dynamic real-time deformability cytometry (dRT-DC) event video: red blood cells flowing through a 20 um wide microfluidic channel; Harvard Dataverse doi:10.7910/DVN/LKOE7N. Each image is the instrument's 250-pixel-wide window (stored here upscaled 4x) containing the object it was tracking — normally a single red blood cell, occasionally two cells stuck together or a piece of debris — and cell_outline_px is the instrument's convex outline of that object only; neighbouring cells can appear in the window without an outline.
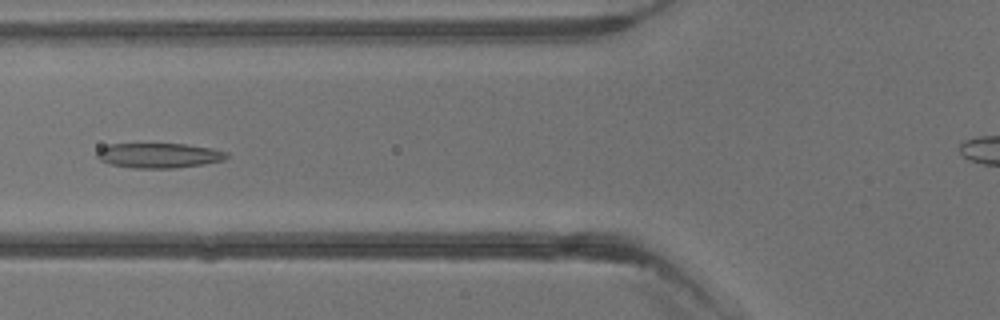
{"species": "common noctule bat (a hibernating species)", "species_latin": "Nyctalus noctula", "temperature_condition": "warm", "stored_images_in_passage": 4, "camera_frame_rate_fps": 3000, "um_per_image_px": 0.085, "animal": {"sex": "male", "body_mass_g": 13.3}, "frame": {"image": 1, "passage_image": 4, "time_ms": 3.667, "image_size_px": [1000, 320], "cell_outline_px": [[228, 156], [224, 160], [204, 164], [176, 168], [132, 168], [108, 164], [100, 160], [96, 156], [96, 152], [100, 148], [108, 144], [184, 144], [212, 148], [228, 152]], "centroid_in_image_um": [13.49, 13.22], "position_along_channel_um": 112.3, "area_um2": 18.96}}